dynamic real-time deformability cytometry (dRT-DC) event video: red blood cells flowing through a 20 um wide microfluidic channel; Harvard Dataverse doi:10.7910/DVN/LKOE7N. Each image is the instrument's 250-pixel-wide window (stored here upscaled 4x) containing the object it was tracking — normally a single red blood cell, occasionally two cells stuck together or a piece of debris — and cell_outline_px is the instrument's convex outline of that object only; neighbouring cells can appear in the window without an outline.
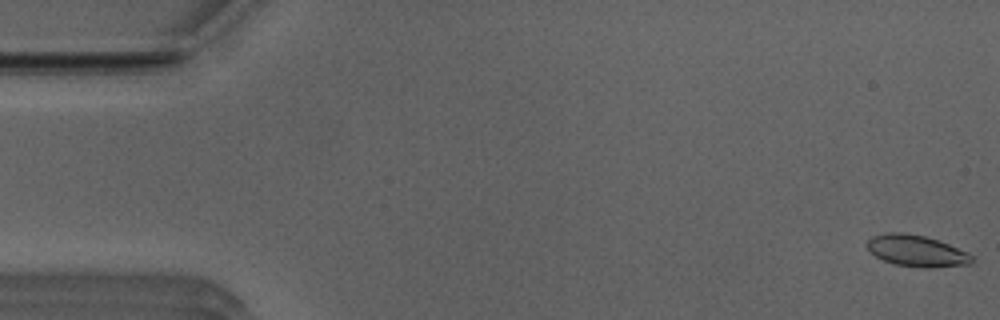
{"species": "Egyptian fruit bat (a non-hibernating species)", "species_latin": "Rousettus aegyptiacus", "temperature_condition": "room temperature", "stored_images_in_passage": 52, "camera_frame_rate_fps": 3000, "um_per_image_px": 0.085, "animal": {"sex": "male"}, "frame": {"image": 1, "passage_image": 1, "time_ms": 0.0, "image_size_px": [1000, 320], "cell_outline_px": [[972, 260], [968, 264], [928, 268], [924, 268], [892, 264], [876, 256], [868, 248], [868, 240], [872, 236], [884, 232], [904, 232], [924, 236], [948, 244], [968, 252], [972, 256]], "centroid_in_image_um": [77.88, 21.32], "position_along_channel_um": 7.1, "area_um2": 19.02}}
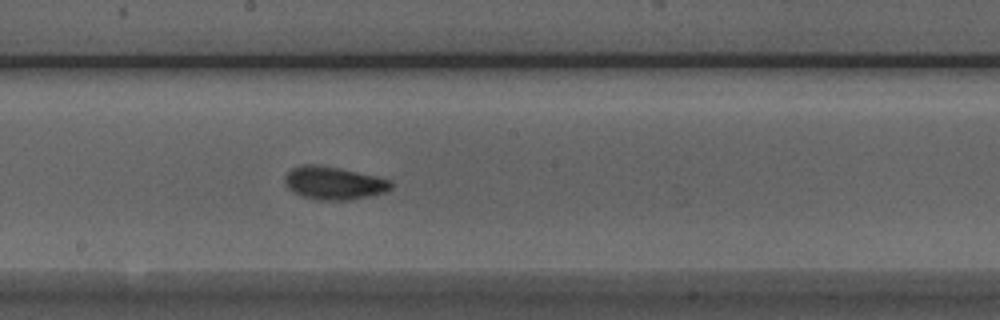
{"frame": {"image": 2, "passage_image": 28, "time_ms": 9.0, "image_size_px": [1000, 320], "cell_outline_px": [[392, 188], [384, 192], [352, 200], [316, 200], [292, 192], [284, 184], [284, 176], [292, 168], [304, 164], [316, 164], [356, 172], [392, 180]], "centroid_in_image_um": [28.34, 15.57], "position_along_channel_um": 219.9, "area_um2": 20.29}}
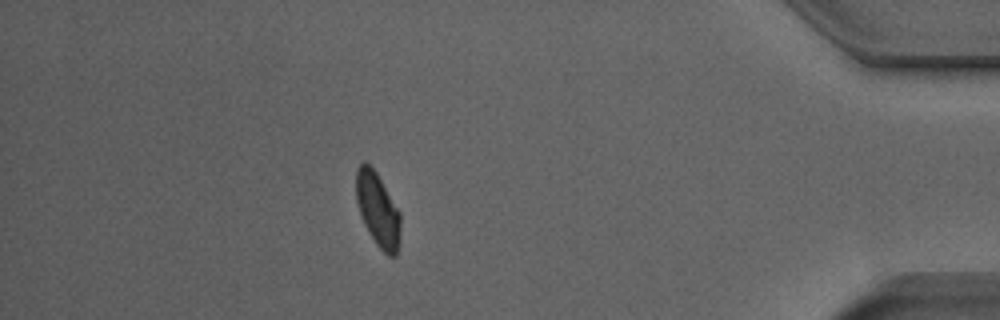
{"frame": {"image": 3, "passage_image": 46, "time_ms": 15.0, "image_size_px": [1000, 320], "cell_outline_px": [[400, 244], [396, 256], [388, 256], [376, 244], [368, 232], [364, 224], [356, 200], [356, 168], [360, 164], [368, 164], [376, 172], [400, 212]], "centroid_in_image_um": [32.12, 17.87], "position_along_channel_um": 403.1, "area_um2": 19.02}, "authors_computed_cell_mechanics": {"area_um2": 19.363, "velocity_mm_per_s": 3.9057, "shape_relaxation_time_tau1_ms": 3.5931, "shape_relaxation_time_tau2_ms": 2.051, "deformation_change_tau1": 0.1097, "deformation_change_tau2": 0.0518}}